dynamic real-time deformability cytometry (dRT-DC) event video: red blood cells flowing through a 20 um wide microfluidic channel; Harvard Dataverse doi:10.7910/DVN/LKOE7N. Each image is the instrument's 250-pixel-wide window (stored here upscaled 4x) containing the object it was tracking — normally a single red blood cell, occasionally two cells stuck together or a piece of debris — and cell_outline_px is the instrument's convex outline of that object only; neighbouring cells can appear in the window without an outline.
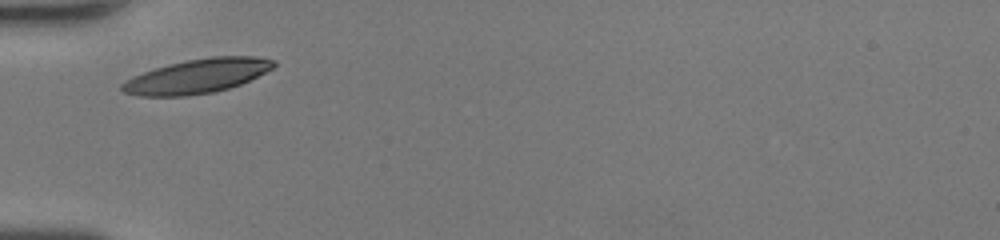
{"species": "human", "species_latin": "Homo sapiens", "temperature_condition": "room temperature", "stored_images_in_passage": 24, "camera_frame_rate_fps": 3000, "um_per_image_px": 0.085, "donor": {"sex": "female"}, "frame": {"image": 1, "passage_image": 1, "time_ms": 0.0, "image_size_px": [1000, 240], "cell_outline_px": [[276, 64], [272, 68], [240, 84], [228, 88], [212, 92], [188, 96], [136, 96], [124, 92], [120, 88], [120, 84], [124, 80], [132, 76], [168, 64], [188, 60], [212, 56], [256, 56], [276, 60]], "centroid_in_image_um": [16.72, 6.47], "position_along_channel_um": 68.3, "area_um2": 30.17}}
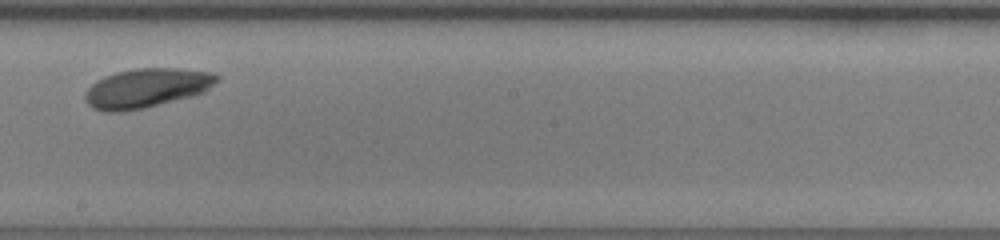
{"frame": {"image": 2, "passage_image": 13, "time_ms": 4.0, "image_size_px": [1000, 240], "cell_outline_px": [[220, 80], [204, 92], [192, 96], [144, 108], [124, 112], [100, 112], [92, 108], [84, 100], [84, 92], [96, 80], [104, 76], [116, 72], [132, 68], [180, 68], [216, 72], [220, 76]], "centroid_in_image_um": [12.46, 7.48], "position_along_channel_um": 235.7, "area_um2": 30.75}}
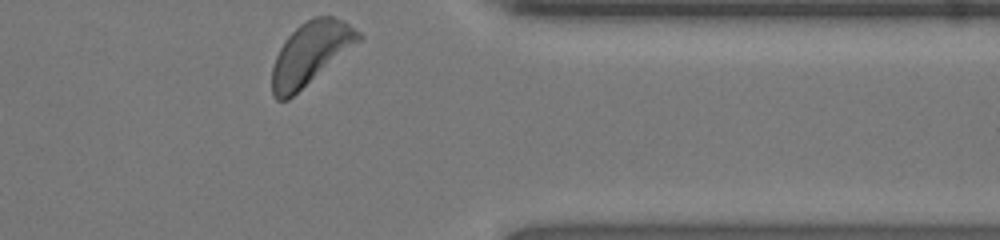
{"frame": {"image": 3, "passage_image": 24, "time_ms": 7.667, "image_size_px": [1000, 240], "cell_outline_px": [[364, 40], [288, 100], [276, 100], [272, 96], [272, 68], [276, 56], [280, 48], [288, 36], [300, 24], [316, 16], [332, 16], [348, 24], [360, 32], [364, 36]], "centroid_in_image_um": [26.43, 4.56], "position_along_channel_um": 385.0, "area_um2": 31.73}, "authors_computed_cell_mechanics": {"area_um2": 29.6803, "velocity_mm_per_s": 4.263, "shape_relaxation_time_tau1_ms": 1.9757, "shape_relaxation_time_tau2_ms": null, "deformation_change_tau1": 0.1356, "deformation_change_tau2": null}}